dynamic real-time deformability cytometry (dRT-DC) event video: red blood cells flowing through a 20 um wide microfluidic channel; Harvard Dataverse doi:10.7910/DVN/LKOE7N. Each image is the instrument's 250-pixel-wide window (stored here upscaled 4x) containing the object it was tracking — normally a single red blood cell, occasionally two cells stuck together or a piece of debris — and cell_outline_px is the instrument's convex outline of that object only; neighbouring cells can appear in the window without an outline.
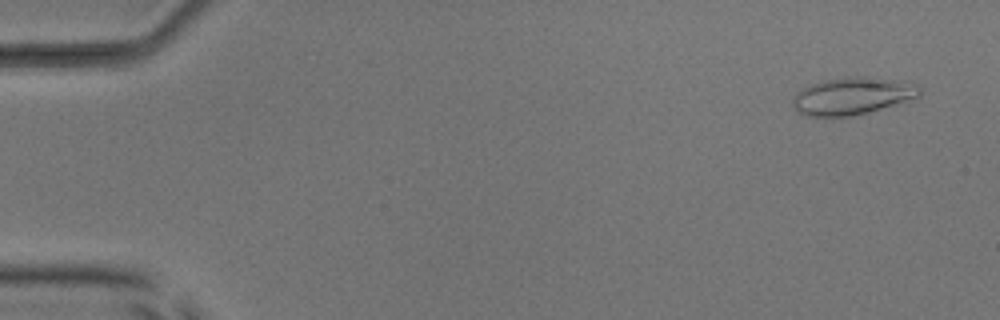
{"species": "common noctule bat (a hibernating species)", "species_latin": "Nyctalus noctula", "temperature_condition": "room temperature", "stored_images_in_passage": 52, "camera_frame_rate_fps": 3000, "um_per_image_px": 0.085, "animal": {"sex": "male", "body_mass_g": 17.9, "forearm_length_mm": 54.2}, "frame": {"image": 1, "passage_image": 3, "time_ms": 0.667, "image_size_px": [1000, 320], "cell_outline_px": [[924, 92], [920, 96], [868, 112], [852, 116], [804, 116], [796, 112], [792, 104], [792, 96], [796, 92], [812, 84], [824, 80], [848, 76], [860, 76], [892, 80], [920, 84]], "centroid_in_image_um": [72.43, 8.16], "position_along_channel_um": 12.6, "area_um2": 27.63}}
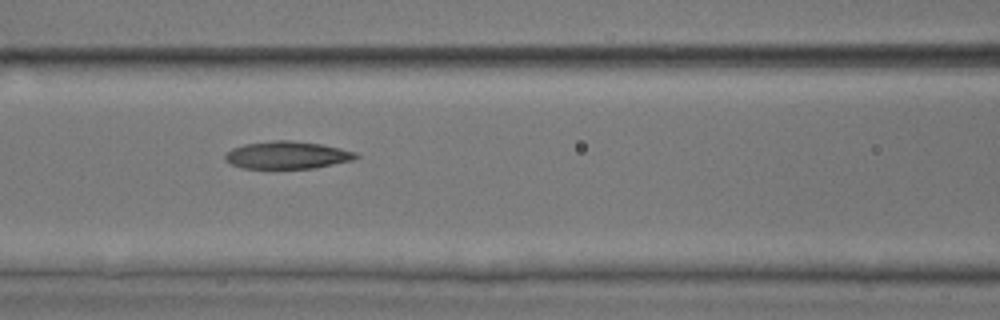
{"frame": {"image": 2, "passage_image": 23, "time_ms": 7.333, "image_size_px": [1000, 320], "cell_outline_px": [[360, 156], [352, 160], [316, 168], [240, 168], [224, 160], [224, 156], [232, 148], [244, 144], [276, 140], [288, 140], [324, 144], [356, 152]], "centroid_in_image_um": [24.42, 13.18], "position_along_channel_um": 142.2, "area_um2": 20.98}}
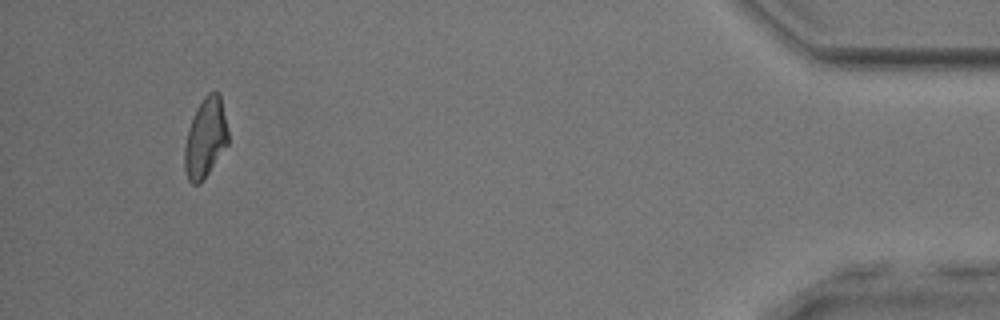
{"frame": {"image": 3, "passage_image": 49, "time_ms": 16.0, "image_size_px": [1000, 320], "cell_outline_px": [[228, 144], [200, 184], [192, 184], [188, 180], [184, 172], [184, 148], [188, 128], [196, 108], [204, 96], [208, 92], [216, 92], [220, 96], [228, 132]], "centroid_in_image_um": [17.43, 11.75], "position_along_channel_um": 417.8, "area_um2": 20.11}, "authors_computed_cell_mechanics": {"area_um2": 21.5305, "velocity_mm_per_s": 3.982, "shape_relaxation_time_tau1_ms": 6.0326, "shape_relaxation_time_tau2_ms": 4.4699, "deformation_change_tau1": 0.1561, "deformation_change_tau2": 0.1158}}